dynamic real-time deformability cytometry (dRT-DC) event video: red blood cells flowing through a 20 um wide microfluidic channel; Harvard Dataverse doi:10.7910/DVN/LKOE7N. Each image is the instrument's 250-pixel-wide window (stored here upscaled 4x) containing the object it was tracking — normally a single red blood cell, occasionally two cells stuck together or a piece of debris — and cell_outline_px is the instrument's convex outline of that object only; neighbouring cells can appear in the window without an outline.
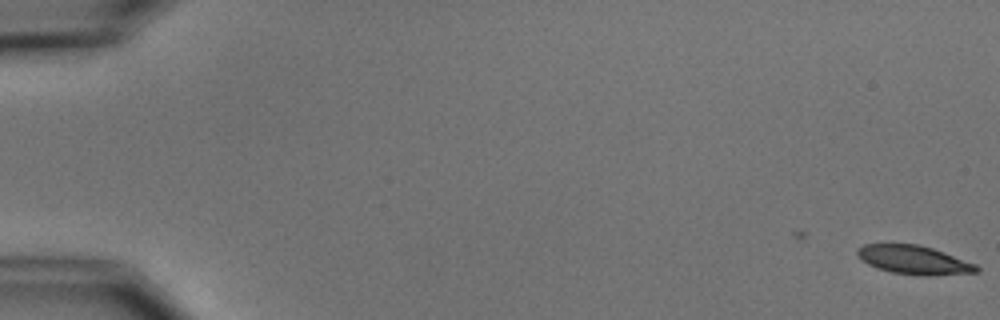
{"species": "common noctule bat (a hibernating species)", "species_latin": "Nyctalus noctula", "temperature_condition": "cold", "stored_images_in_passage": 2, "camera_frame_rate_fps": 3000, "um_per_image_px": 0.085, "animal": {"sex": "male", "body_mass_g": 15.6}, "frame": {"image": 1, "passage_image": 2, "time_ms": 1.0, "image_size_px": [1000, 320], "cell_outline_px": [[980, 272], [928, 276], [920, 276], [892, 272], [876, 268], [868, 264], [856, 252], [856, 248], [864, 244], [920, 244], [944, 252], [976, 264], [980, 268]], "centroid_in_image_um": [77.71, 22.1], "position_along_channel_um": 7.3, "area_um2": 20.0}}